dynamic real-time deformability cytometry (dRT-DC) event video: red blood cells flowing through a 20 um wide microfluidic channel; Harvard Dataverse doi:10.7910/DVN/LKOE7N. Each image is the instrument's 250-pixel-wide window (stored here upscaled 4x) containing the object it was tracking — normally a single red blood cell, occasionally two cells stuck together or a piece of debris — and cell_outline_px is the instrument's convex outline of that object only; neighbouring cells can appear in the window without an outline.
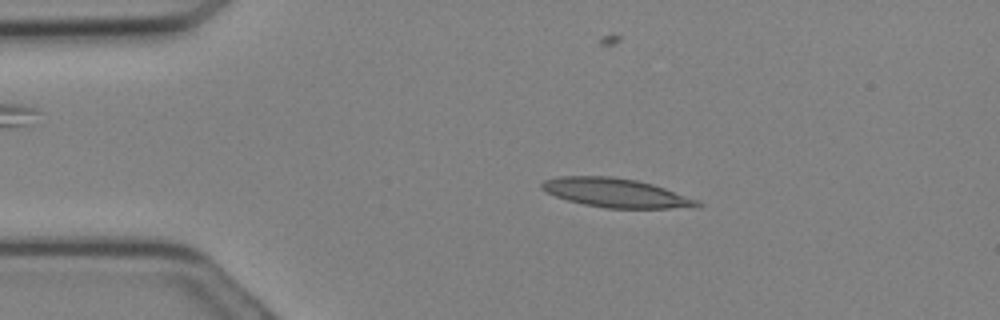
{"species": "Egyptian fruit bat (a non-hibernating species)", "species_latin": "Rousettus aegyptiacus", "temperature_condition": "cold", "stored_images_in_passage": 30, "camera_frame_rate_fps": 3000, "um_per_image_px": 0.085, "animal": {"sex": "female"}, "frame": {"image": 1, "passage_image": 5, "time_ms": 1.333, "image_size_px": [1000, 320], "cell_outline_px": [[704, 204], [700, 208], [604, 208], [584, 204], [568, 200], [556, 196], [540, 188], [540, 184], [544, 180], [560, 176], [612, 176], [636, 180], [652, 184], [700, 200]], "centroid_in_image_um": [52.41, 16.4], "position_along_channel_um": 32.6, "area_um2": 26.41}}
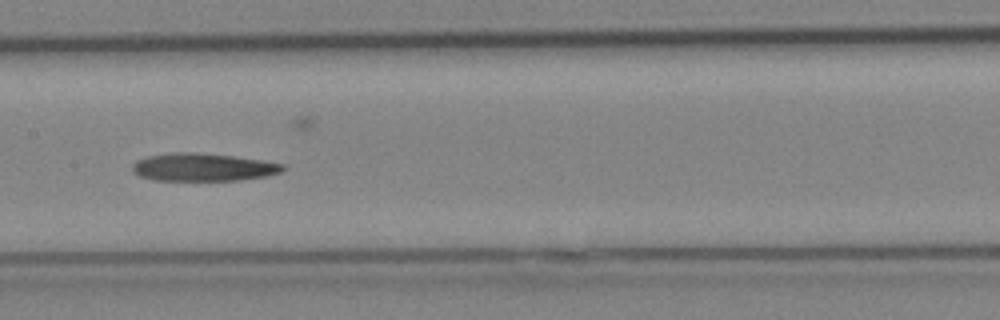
{"frame": {"image": 2, "passage_image": 14, "time_ms": 4.333, "image_size_px": [1000, 320], "cell_outline_px": [[288, 168], [280, 172], [264, 176], [240, 180], [152, 180], [140, 176], [132, 172], [132, 164], [136, 160], [148, 156], [172, 152], [196, 152], [236, 156], [264, 160], [284, 164]], "centroid_in_image_um": [17.26, 14.2], "position_along_channel_um": 190.1, "area_um2": 24.62}}
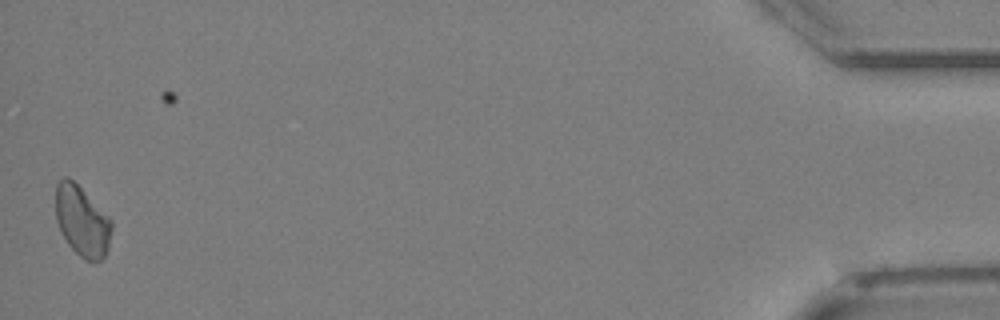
{"frame": {"image": 3, "passage_image": 29, "time_ms": 9.333, "image_size_px": [1000, 320], "cell_outline_px": [[112, 228], [108, 248], [104, 256], [100, 260], [84, 260], [68, 244], [60, 232], [56, 220], [56, 184], [64, 176], [68, 176], [112, 220]], "centroid_in_image_um": [6.96, 18.8], "position_along_channel_um": 428.2, "area_um2": 22.66}}